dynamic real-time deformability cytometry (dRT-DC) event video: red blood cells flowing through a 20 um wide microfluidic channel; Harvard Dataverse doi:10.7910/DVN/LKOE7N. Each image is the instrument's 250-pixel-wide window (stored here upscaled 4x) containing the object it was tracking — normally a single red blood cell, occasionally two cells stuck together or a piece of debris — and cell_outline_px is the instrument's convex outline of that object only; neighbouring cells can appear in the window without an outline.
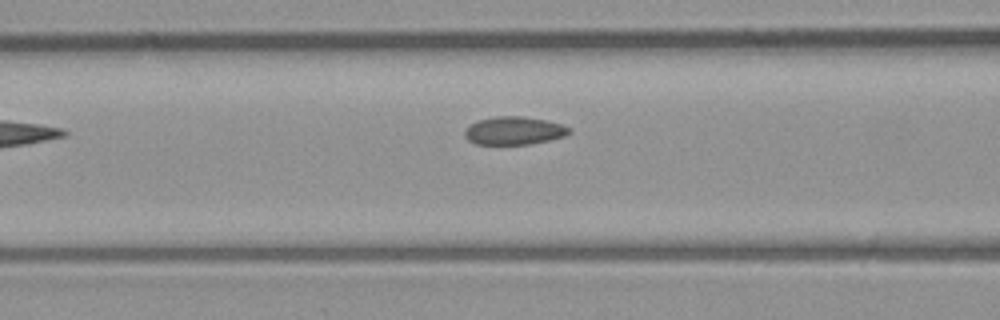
{"species": "common noctule bat (a hibernating species)", "species_latin": "Nyctalus noctula", "temperature_condition": "room temperature", "stored_images_in_passage": 7, "camera_frame_rate_fps": 3000, "um_per_image_px": 0.085, "animal": {"sex": "male", "body_mass_g": 23.1, "forearm_length_mm": 52.7}, "frame": {"image": 1, "passage_image": 7, "time_ms": 7.0, "image_size_px": [1000, 320], "cell_outline_px": [[572, 132], [564, 136], [532, 144], [476, 144], [468, 140], [464, 136], [464, 132], [468, 124], [480, 120], [496, 116], [524, 116], [544, 120], [560, 124], [572, 128]], "centroid_in_image_um": [43.68, 11.11], "position_along_channel_um": 122.9, "area_um2": 17.11}}